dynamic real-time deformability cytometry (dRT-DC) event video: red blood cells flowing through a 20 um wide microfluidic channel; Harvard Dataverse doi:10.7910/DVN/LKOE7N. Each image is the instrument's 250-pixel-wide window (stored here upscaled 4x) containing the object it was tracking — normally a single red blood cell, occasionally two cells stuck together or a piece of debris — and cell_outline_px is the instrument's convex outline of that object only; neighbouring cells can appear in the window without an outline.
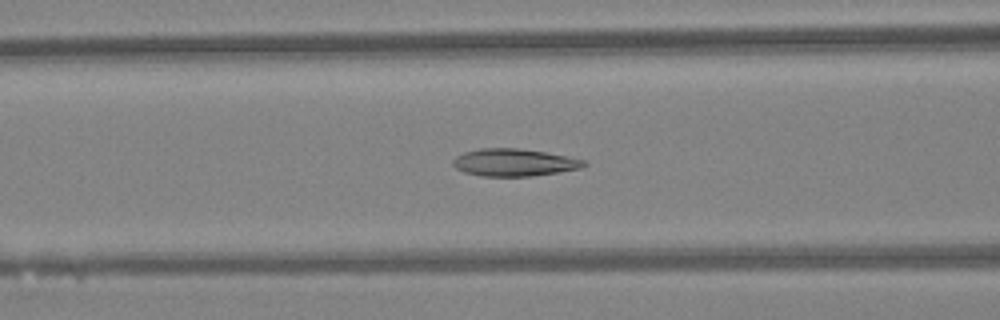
{"species": "Egyptian fruit bat (a non-hibernating species)", "species_latin": "Rousettus aegyptiacus", "temperature_condition": "warm", "stored_images_in_passage": 47, "camera_frame_rate_fps": 3000, "um_per_image_px": 0.085, "animal": {"sex": "female"}, "frame": {"image": 1, "passage_image": 19, "time_ms": 6.0, "image_size_px": [1000, 320], "cell_outline_px": [[588, 164], [580, 168], [532, 176], [480, 176], [464, 172], [456, 168], [452, 164], [452, 160], [456, 156], [464, 152], [480, 148], [516, 148], [544, 152], [584, 160]], "centroid_in_image_um": [43.64, 13.81], "position_along_channel_um": 123.0, "area_um2": 20.69}}
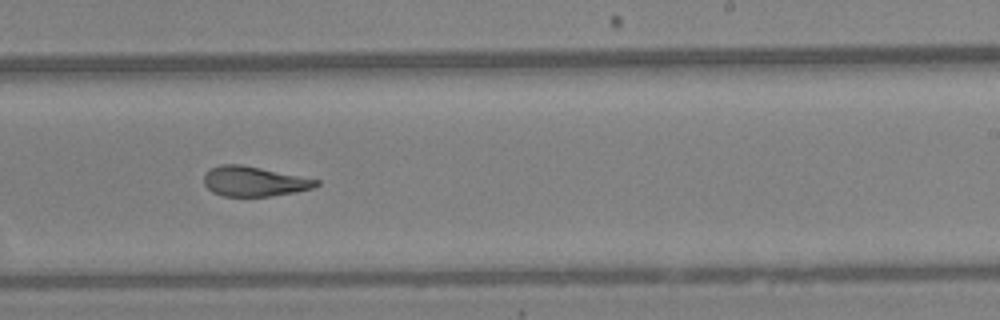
{"frame": {"image": 2, "passage_image": 29, "time_ms": 9.333, "image_size_px": [1000, 320], "cell_outline_px": [[320, 184], [312, 188], [292, 192], [268, 196], [224, 196], [212, 192], [204, 184], [204, 176], [212, 168], [220, 164], [240, 164], [320, 180]], "centroid_in_image_um": [21.58, 15.41], "position_along_channel_um": 267.4, "area_um2": 19.19}}
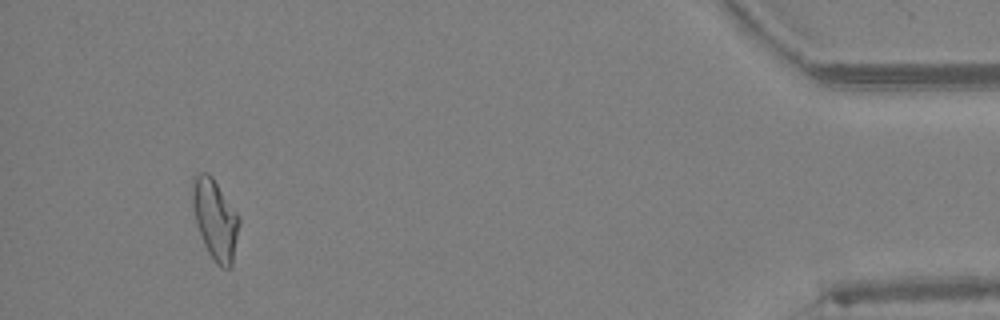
{"frame": {"image": 3, "passage_image": 44, "time_ms": 14.333, "image_size_px": [1000, 320], "cell_outline_px": [[240, 224], [232, 268], [220, 268], [212, 260], [204, 244], [196, 224], [192, 204], [192, 184], [196, 176], [200, 172], [208, 172], [212, 176], [240, 216]], "centroid_in_image_um": [18.31, 18.68], "position_along_channel_um": 416.9, "area_um2": 22.14}, "authors_computed_cell_mechanics": {"area_um2": 20.8658, "velocity_mm_per_s": 4.3677, "shape_relaxation_time_tau1_ms": 9.7212, "shape_relaxation_time_tau2_ms": 3.2358, "deformation_change_tau1": 0.2347, "deformation_change_tau2": 0.1159}}